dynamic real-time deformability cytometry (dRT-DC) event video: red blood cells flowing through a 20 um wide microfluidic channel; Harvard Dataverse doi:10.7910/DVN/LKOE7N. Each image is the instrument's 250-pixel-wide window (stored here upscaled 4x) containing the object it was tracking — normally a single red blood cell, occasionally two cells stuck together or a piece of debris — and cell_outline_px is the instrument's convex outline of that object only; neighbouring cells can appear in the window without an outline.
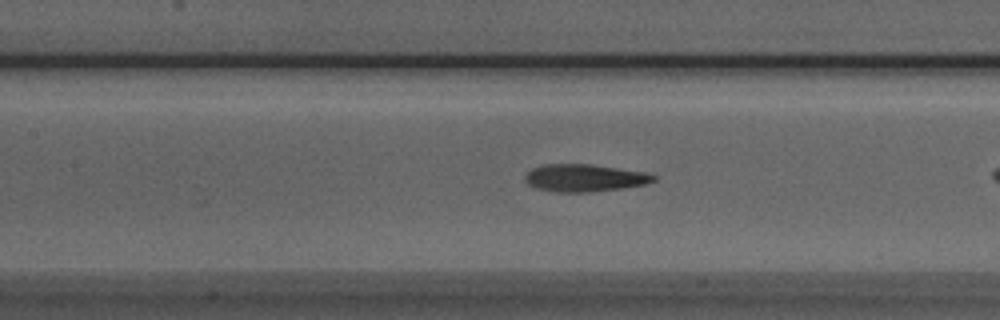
{"species": "Egyptian fruit bat (a non-hibernating species)", "species_latin": "Rousettus aegyptiacus", "temperature_condition": "room temperature", "stored_images_in_passage": 27, "camera_frame_rate_fps": 3000, "um_per_image_px": 0.085, "animal": {"sex": "male"}, "frame": {"image": 1, "passage_image": 5, "time_ms": 1.333, "image_size_px": [1000, 320], "cell_outline_px": [[656, 180], [644, 184], [620, 188], [588, 192], [556, 192], [536, 188], [528, 184], [524, 180], [524, 176], [532, 168], [544, 164], [592, 164], [644, 172], [656, 176]], "centroid_in_image_um": [49.64, 15.12], "position_along_channel_um": 157.8, "area_um2": 20.4}}
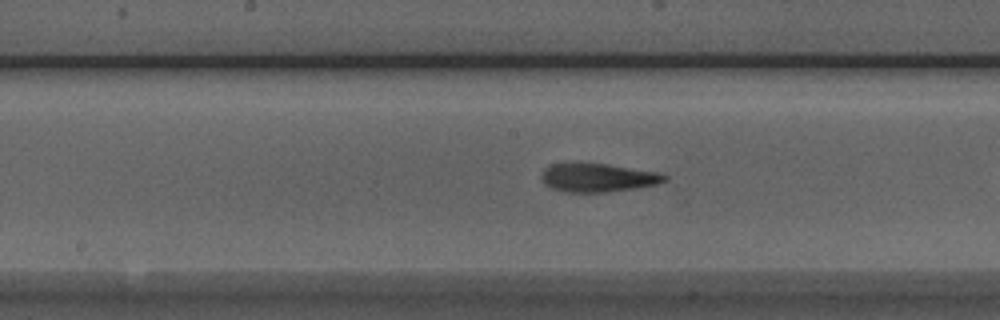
{"frame": {"image": 2, "passage_image": 8, "time_ms": 2.333, "image_size_px": [1000, 320], "cell_outline_px": [[668, 180], [656, 184], [636, 188], [604, 192], [564, 192], [552, 188], [544, 184], [540, 176], [544, 168], [552, 164], [608, 164], [656, 172], [668, 176]], "centroid_in_image_um": [50.8, 15.11], "position_along_channel_um": 197.4, "area_um2": 20.23}, "authors_computed_cell_mechanics": {"area_um2": 20.808, "velocity_mm_per_s": 3.9705, "shape_relaxation_time_tau1_ms": 6.4765, "shape_relaxation_time_tau2_ms": 1.7404, "deformation_change_tau1": 0.1729, "deformation_change_tau2": 0.0974}}